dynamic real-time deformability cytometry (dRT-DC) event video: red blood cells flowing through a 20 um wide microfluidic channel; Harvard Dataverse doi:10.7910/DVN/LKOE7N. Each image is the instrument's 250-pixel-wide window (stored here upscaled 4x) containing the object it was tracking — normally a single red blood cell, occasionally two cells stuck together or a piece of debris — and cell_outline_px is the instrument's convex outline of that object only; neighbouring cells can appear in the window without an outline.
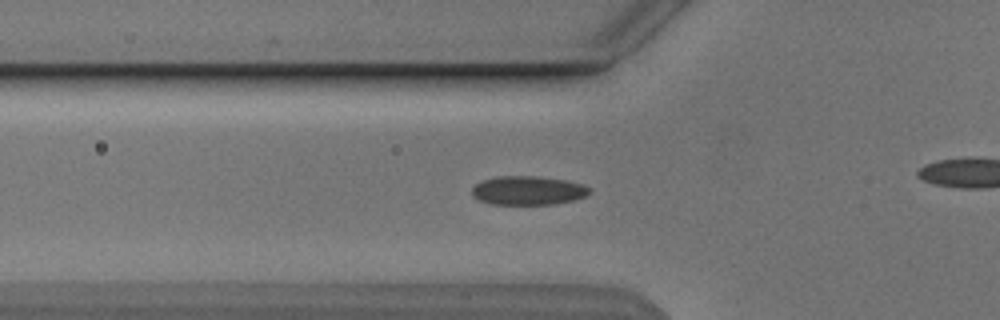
{"species": "Egyptian fruit bat (a non-hibernating species)", "species_latin": "Rousettus aegyptiacus", "temperature_condition": "cold", "stored_images_in_passage": 37, "camera_frame_rate_fps": 3000, "um_per_image_px": 0.085, "animal": {"sex": "male"}, "frame": {"image": 1, "passage_image": 10, "time_ms": 3.0, "image_size_px": [1000, 320], "cell_outline_px": [[592, 192], [584, 196], [572, 200], [552, 204], [492, 204], [480, 200], [472, 196], [472, 188], [476, 184], [484, 180], [496, 176], [536, 176], [564, 180], [584, 184], [592, 188]], "centroid_in_image_um": [44.9, 16.18], "position_along_channel_um": 80.9, "area_um2": 19.71}}
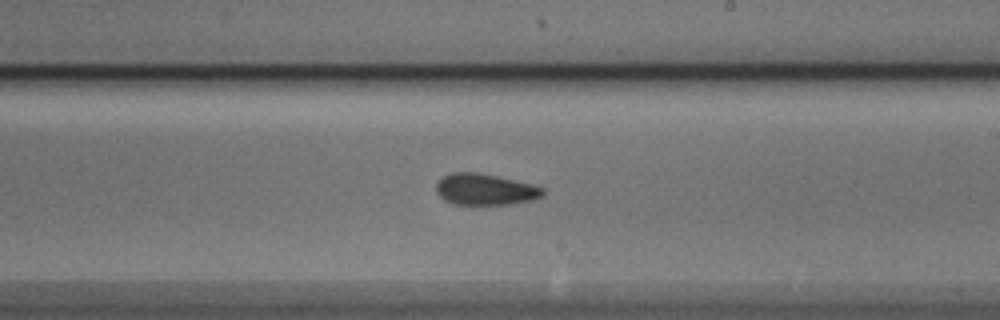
{"frame": {"image": 2, "passage_image": 23, "time_ms": 7.333, "image_size_px": [1000, 320], "cell_outline_px": [[544, 196], [532, 200], [508, 204], [456, 204], [444, 200], [436, 192], [436, 184], [444, 176], [452, 172], [476, 172], [496, 176], [532, 184], [544, 188]], "centroid_in_image_um": [41.24, 16.1], "position_along_channel_um": 247.8, "area_um2": 19.31}}
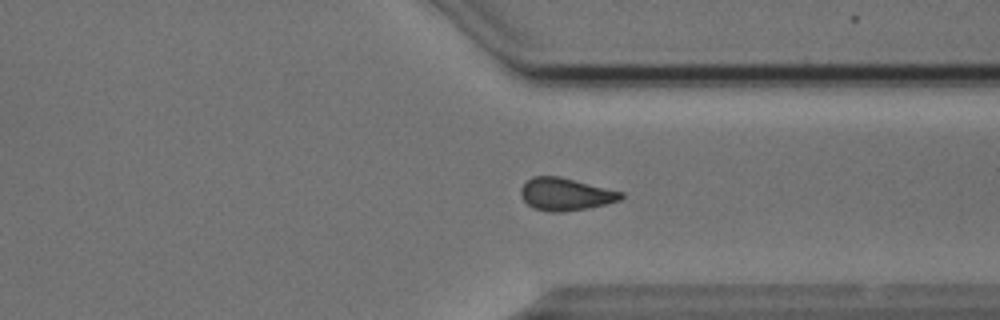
{"frame": {"image": 3, "passage_image": 32, "time_ms": 10.333, "image_size_px": [1000, 320], "cell_outline_px": [[624, 196], [620, 200], [588, 208], [564, 212], [548, 212], [532, 208], [520, 196], [520, 188], [532, 176], [560, 176], [624, 192]], "centroid_in_image_um": [48.06, 16.51], "position_along_channel_um": 363.3, "area_um2": 19.13}}